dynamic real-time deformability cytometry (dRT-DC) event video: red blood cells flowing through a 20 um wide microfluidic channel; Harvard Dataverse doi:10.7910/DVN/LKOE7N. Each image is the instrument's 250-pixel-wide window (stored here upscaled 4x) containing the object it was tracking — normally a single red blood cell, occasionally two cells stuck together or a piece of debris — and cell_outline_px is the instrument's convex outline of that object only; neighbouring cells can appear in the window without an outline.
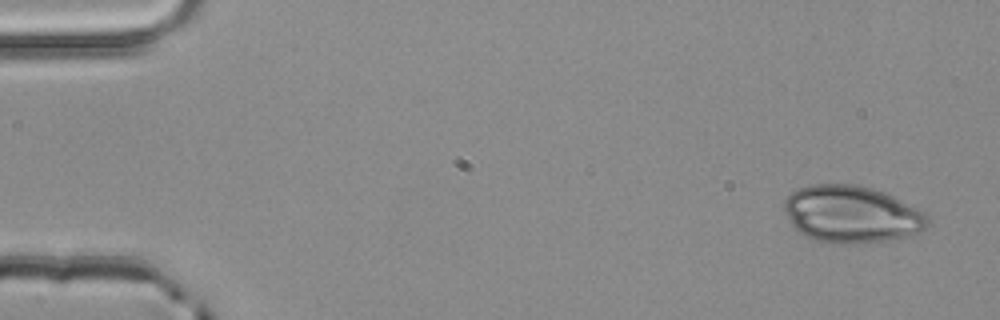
{"species": "common noctule bat (a hibernating species)", "species_latin": "Nyctalus noctula", "temperature_condition": "room temperature", "stored_images_in_passage": 5, "camera_frame_rate_fps": 3000, "um_per_image_px": 0.085, "animal": {"sex": "male", "body_mass_g": 20.4}, "frame": {"image": 1, "passage_image": 1, "time_ms": 0.0, "image_size_px": [1000, 320], "cell_outline_px": [[928, 224], [924, 228], [908, 236], [888, 240], [848, 244], [844, 244], [816, 240], [796, 232], [784, 212], [784, 200], [796, 188], [812, 184], [852, 184], [872, 188], [884, 192], [924, 212], [928, 216]], "centroid_in_image_um": [72.33, 18.2], "position_along_channel_um": 12.7, "area_um2": 47.63}}